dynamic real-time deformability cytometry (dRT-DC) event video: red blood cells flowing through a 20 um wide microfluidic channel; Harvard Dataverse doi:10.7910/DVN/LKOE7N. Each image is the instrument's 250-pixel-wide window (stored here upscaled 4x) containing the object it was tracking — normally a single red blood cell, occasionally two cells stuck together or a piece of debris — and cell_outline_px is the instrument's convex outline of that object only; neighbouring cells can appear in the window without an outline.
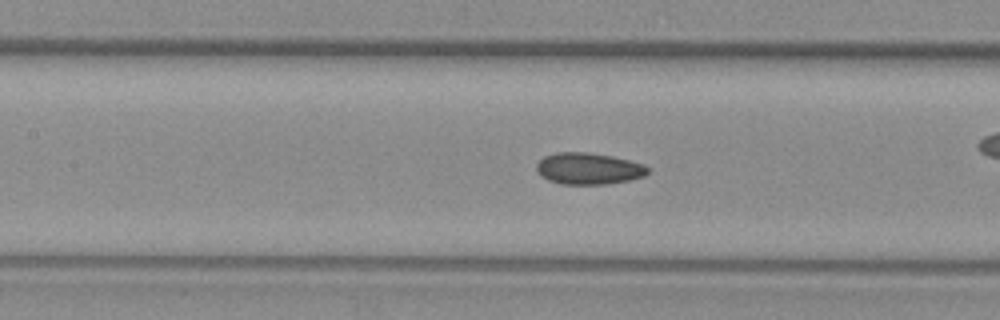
{"species": "common noctule bat (a hibernating species)", "species_latin": "Nyctalus noctula", "temperature_condition": "warm", "stored_images_in_passage": 55, "camera_frame_rate_fps": 3000, "um_per_image_px": 0.085, "animal": {"sex": "female", "body_mass_g": 29.2, "forearm_length_mm": 56.3}, "frame": {"image": 1, "passage_image": 24, "time_ms": 7.667, "image_size_px": [1000, 320], "cell_outline_px": [[648, 172], [644, 176], [628, 180], [608, 184], [560, 184], [548, 180], [540, 176], [536, 168], [536, 164], [544, 156], [556, 152], [588, 152], [612, 156], [644, 164], [648, 168]], "centroid_in_image_um": [50.0, 14.33], "position_along_channel_um": 157.4, "area_um2": 20.52}, "authors_computed_cell_mechanics": {"area_um2": 20.23, "velocity_mm_per_s": 3.797, "shape_relaxation_time_tau1_ms": null, "shape_relaxation_time_tau2_ms": 2.5903, "deformation_change_tau1": null, "deformation_change_tau2": 0.0589}}